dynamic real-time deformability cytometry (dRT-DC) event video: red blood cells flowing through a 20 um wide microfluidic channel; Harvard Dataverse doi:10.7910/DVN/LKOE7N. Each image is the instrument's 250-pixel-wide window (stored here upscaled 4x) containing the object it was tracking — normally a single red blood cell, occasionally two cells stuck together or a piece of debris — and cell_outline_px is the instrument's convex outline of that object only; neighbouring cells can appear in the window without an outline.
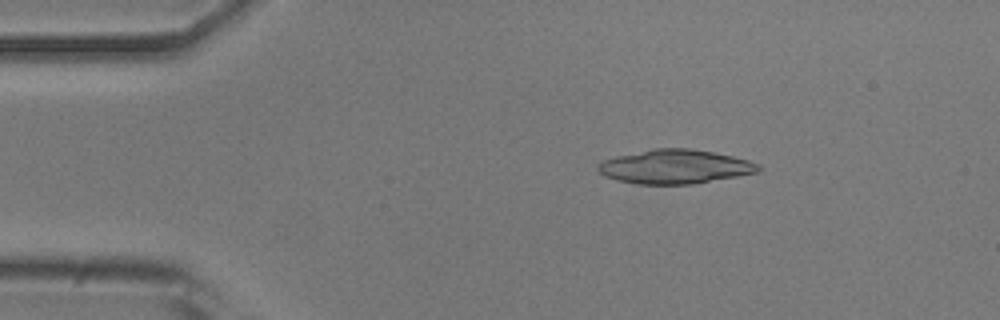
{"species": "common noctule bat (a hibernating species)", "species_latin": "Nyctalus noctula", "temperature_condition": "room temperature", "stored_images_in_passage": 30, "camera_frame_rate_fps": 3000, "um_per_image_px": 0.085, "animal": {"sex": "male", "body_mass_g": 20.5, "forearm_length_mm": 52.5}, "frame": {"image": 1, "passage_image": 8, "time_ms": 2.333, "image_size_px": [1000, 320], "cell_outline_px": [[760, 172], [692, 184], [636, 184], [616, 180], [604, 176], [596, 168], [596, 164], [604, 160], [616, 156], [652, 148], [688, 148], [712, 152], [732, 156], [748, 160], [760, 164]], "centroid_in_image_um": [57.34, 14.17], "position_along_channel_um": 27.7, "area_um2": 31.91}}